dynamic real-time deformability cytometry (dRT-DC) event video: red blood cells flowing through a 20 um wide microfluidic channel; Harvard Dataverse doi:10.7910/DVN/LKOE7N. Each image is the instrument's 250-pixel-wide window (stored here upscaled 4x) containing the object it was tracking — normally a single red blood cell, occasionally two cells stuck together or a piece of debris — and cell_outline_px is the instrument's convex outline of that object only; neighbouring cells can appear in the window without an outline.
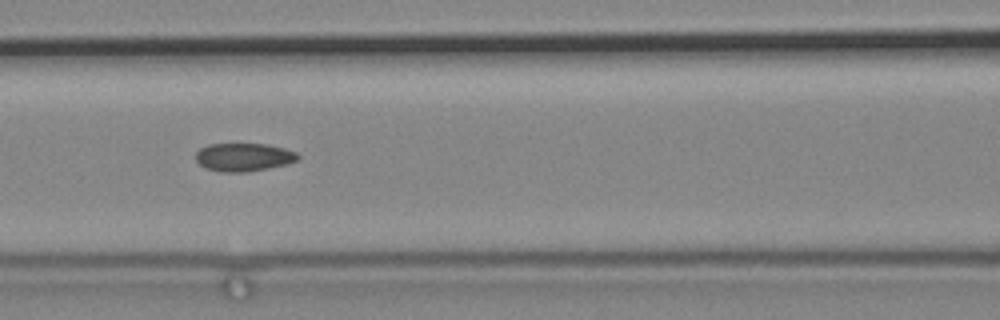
{"species": "common noctule bat (a hibernating species)", "species_latin": "Nyctalus noctula", "temperature_condition": "cold", "stored_images_in_passage": 5, "camera_frame_rate_fps": 3000, "um_per_image_px": 0.085, "animal": {"sex": "male", "body_mass_g": 19.2, "forearm_length_mm": 51.8}, "frame": {"image": 1, "passage_image": 4, "time_ms": 1.0, "image_size_px": [1000, 320], "cell_outline_px": [[300, 156], [296, 160], [288, 164], [248, 172], [224, 172], [204, 168], [196, 160], [196, 152], [200, 148], [208, 144], [268, 144], [284, 148], [296, 152]], "centroid_in_image_um": [20.71, 13.36], "position_along_channel_um": 145.9, "area_um2": 16.82}}
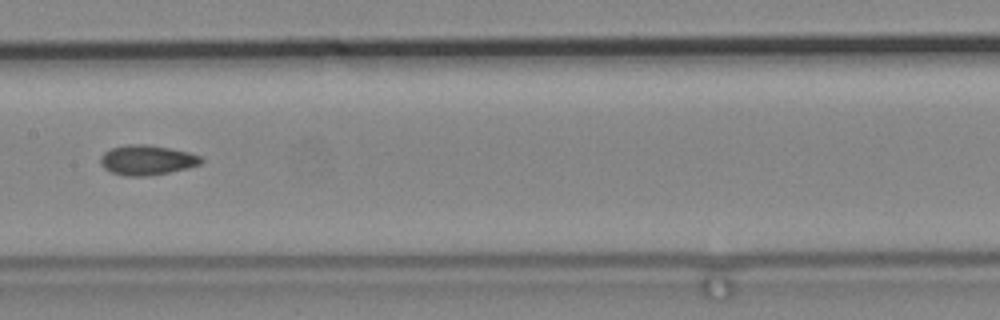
{"frame": {"image": 2, "passage_image": 5, "time_ms": 1.333, "image_size_px": [1000, 320], "cell_outline_px": [[204, 160], [200, 164], [188, 168], [168, 172], [144, 176], [124, 176], [112, 172], [104, 168], [100, 164], [100, 156], [104, 152], [112, 148], [128, 144], [144, 144], [168, 148], [188, 152], [200, 156]], "centroid_in_image_um": [12.47, 13.6], "position_along_channel_um": 194.9, "area_um2": 17.4}}